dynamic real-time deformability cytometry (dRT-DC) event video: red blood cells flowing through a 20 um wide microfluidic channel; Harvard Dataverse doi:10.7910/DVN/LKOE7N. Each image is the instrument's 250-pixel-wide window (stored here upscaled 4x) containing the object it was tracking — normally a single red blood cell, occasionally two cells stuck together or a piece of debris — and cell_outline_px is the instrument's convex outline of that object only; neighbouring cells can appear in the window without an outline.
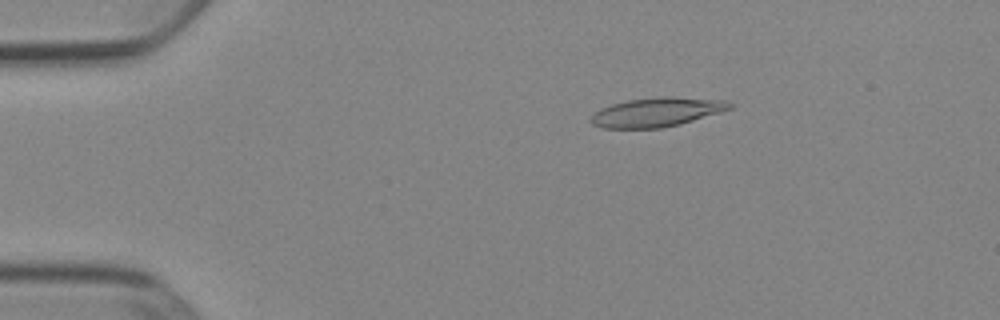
{"species": "Egyptian fruit bat (a non-hibernating species)", "species_latin": "Rousettus aegyptiacus", "temperature_condition": "cold", "stored_images_in_passage": 52, "camera_frame_rate_fps": 3000, "um_per_image_px": 0.085, "animal": {"sex": "female"}, "frame": {"image": 1, "passage_image": 9, "time_ms": 2.667, "image_size_px": [1000, 320], "cell_outline_px": [[732, 108], [720, 112], [680, 124], [660, 128], [600, 128], [592, 124], [588, 120], [600, 108], [612, 104], [628, 100], [664, 96], [672, 96], [724, 100], [732, 104]], "centroid_in_image_um": [55.8, 9.53], "position_along_channel_um": 29.2, "area_um2": 23.52}}
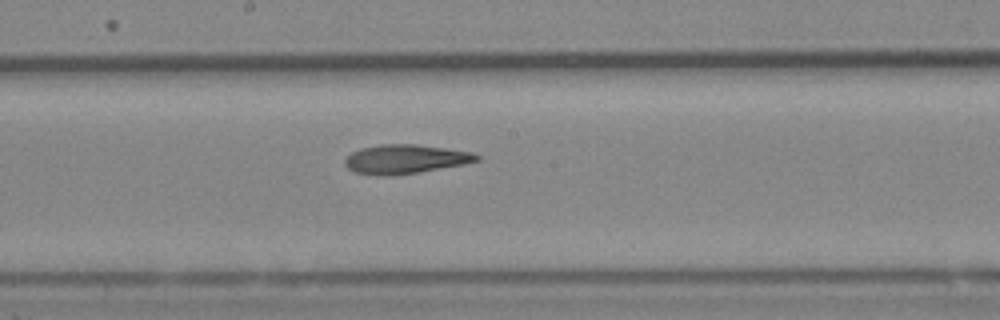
{"frame": {"image": 2, "passage_image": 28, "time_ms": 9.0, "image_size_px": [1000, 320], "cell_outline_px": [[480, 160], [464, 164], [416, 172], [388, 176], [376, 176], [356, 172], [348, 168], [344, 164], [344, 160], [352, 152], [360, 148], [384, 144], [416, 144], [472, 152], [480, 156]], "centroid_in_image_um": [34.43, 13.52], "position_along_channel_um": 213.8, "area_um2": 22.14}}
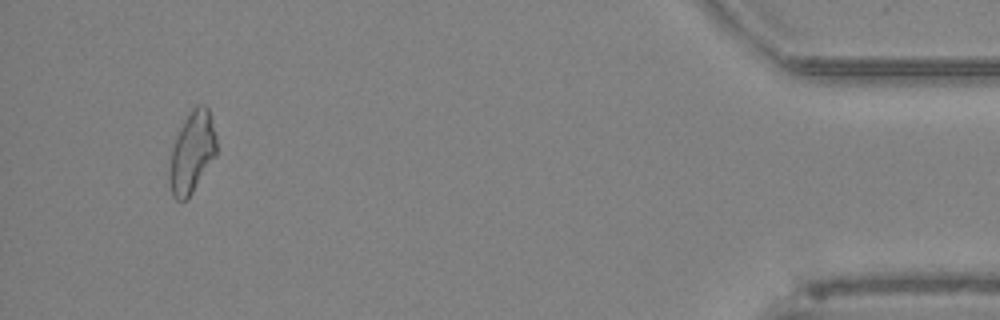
{"frame": {"image": 3, "passage_image": 49, "time_ms": 16.0, "image_size_px": [1000, 320], "cell_outline_px": [[216, 156], [188, 200], [176, 200], [172, 196], [168, 180], [168, 172], [172, 144], [184, 120], [192, 108], [196, 104], [204, 104], [208, 108], [216, 136]], "centroid_in_image_um": [16.3, 12.98], "position_along_channel_um": 418.9, "area_um2": 22.72}, "authors_computed_cell_mechanics": {"area_um2": 22.5998, "velocity_mm_per_s": 3.9027, "shape_relaxation_time_tau1_ms": 8.4166, "shape_relaxation_time_tau2_ms": 3.9313, "deformation_change_tau1": 0.2277, "deformation_change_tau2": 0.1398}}